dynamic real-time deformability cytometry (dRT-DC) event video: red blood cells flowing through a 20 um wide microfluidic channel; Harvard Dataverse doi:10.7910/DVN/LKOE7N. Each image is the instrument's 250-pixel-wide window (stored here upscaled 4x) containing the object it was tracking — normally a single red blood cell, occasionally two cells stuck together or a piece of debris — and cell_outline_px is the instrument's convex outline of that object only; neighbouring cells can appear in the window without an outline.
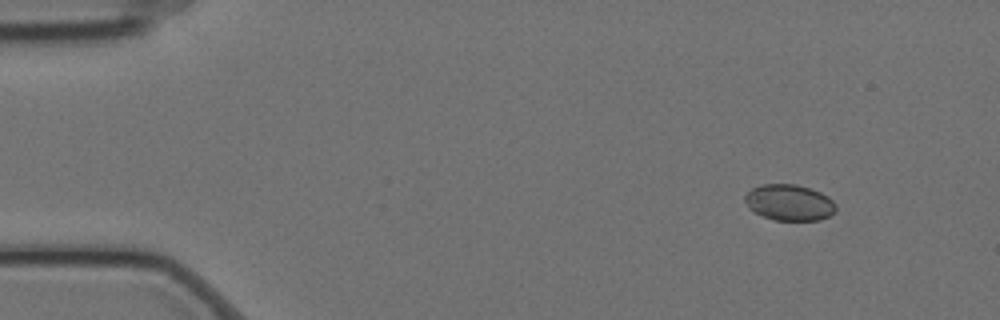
{"species": "Egyptian fruit bat (a non-hibernating species)", "species_latin": "Rousettus aegyptiacus", "temperature_condition": "cold", "stored_images_in_passage": 4, "camera_frame_rate_fps": 3000, "um_per_image_px": 0.085, "animal": {"sex": "female"}, "frame": {"image": 1, "passage_image": 1, "time_ms": 0.0, "image_size_px": [1000, 320], "cell_outline_px": [[836, 208], [828, 216], [820, 220], [772, 220], [748, 208], [744, 200], [744, 196], [752, 188], [760, 184], [796, 184], [812, 188], [828, 196], [836, 204]], "centroid_in_image_um": [67.08, 17.2], "position_along_channel_um": 17.9, "area_um2": 19.19}}
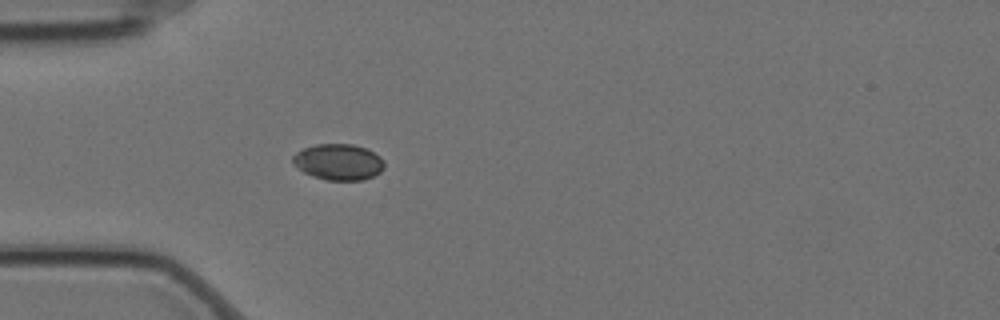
{"frame": {"image": 2, "passage_image": 4, "time_ms": 1.0, "image_size_px": [1000, 320], "cell_outline_px": [[384, 168], [380, 172], [364, 180], [328, 180], [312, 176], [304, 172], [292, 164], [292, 156], [296, 152], [304, 148], [316, 144], [352, 144], [368, 148], [380, 156], [384, 160]], "centroid_in_image_um": [28.77, 13.76], "position_along_channel_um": 56.2, "area_um2": 19.42}}